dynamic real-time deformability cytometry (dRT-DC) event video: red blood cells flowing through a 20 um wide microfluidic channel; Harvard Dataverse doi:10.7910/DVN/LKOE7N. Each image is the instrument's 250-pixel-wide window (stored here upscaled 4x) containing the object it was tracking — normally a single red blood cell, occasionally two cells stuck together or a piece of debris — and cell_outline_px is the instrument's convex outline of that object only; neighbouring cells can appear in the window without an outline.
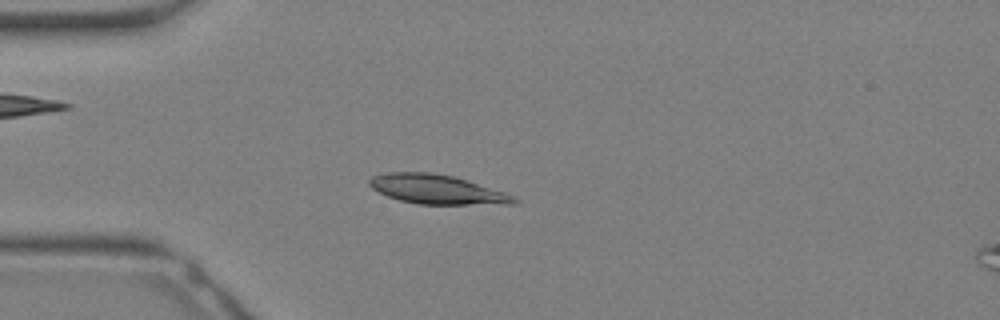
{"species": "Egyptian fruit bat (a non-hibernating species)", "species_latin": "Rousettus aegyptiacus", "temperature_condition": "warm", "stored_images_in_passage": 31, "camera_frame_rate_fps": 3000, "um_per_image_px": 0.085, "animal": {"sex": "female"}, "frame": {"image": 1, "passage_image": 7, "time_ms": 2.0, "image_size_px": [1000, 320], "cell_outline_px": [[520, 204], [416, 204], [400, 200], [388, 196], [372, 188], [368, 184], [368, 180], [372, 176], [384, 172], [432, 172], [452, 176], [504, 192], [520, 200]], "centroid_in_image_um": [37.11, 16.1], "position_along_channel_um": 47.9, "area_um2": 24.57}}
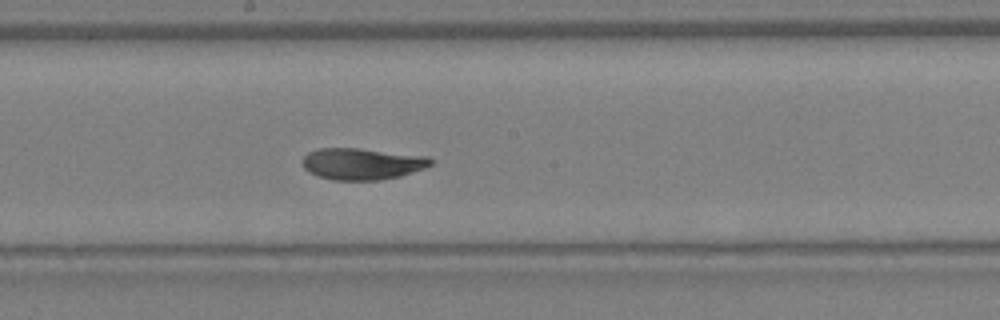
{"frame": {"image": 2, "passage_image": 16, "time_ms": 5.0, "image_size_px": [1000, 320], "cell_outline_px": [[432, 164], [424, 168], [400, 176], [380, 180], [332, 180], [308, 172], [304, 168], [304, 156], [308, 152], [320, 148], [360, 148], [428, 156], [432, 160]], "centroid_in_image_um": [30.79, 13.92], "position_along_channel_um": 217.4, "area_um2": 23.52}}
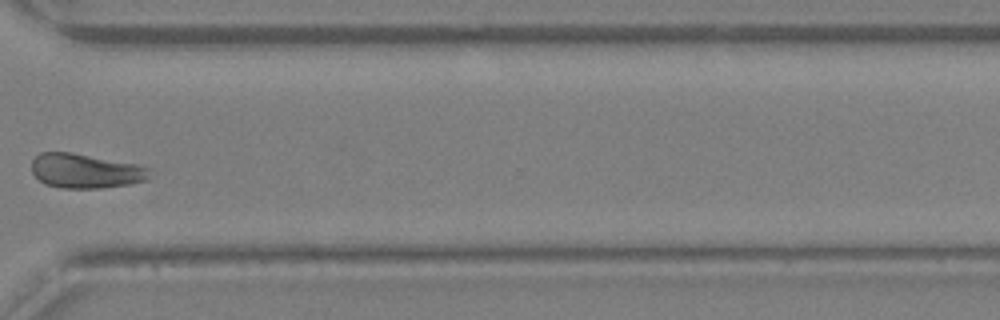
{"frame": {"image": 3, "passage_image": 23, "time_ms": 7.333, "image_size_px": [1000, 320], "cell_outline_px": [[148, 180], [128, 184], [100, 188], [60, 188], [44, 184], [32, 172], [32, 160], [40, 152], [72, 152], [136, 164], [148, 168]], "centroid_in_image_um": [7.23, 14.53], "position_along_channel_um": 363.4, "area_um2": 23.58}}